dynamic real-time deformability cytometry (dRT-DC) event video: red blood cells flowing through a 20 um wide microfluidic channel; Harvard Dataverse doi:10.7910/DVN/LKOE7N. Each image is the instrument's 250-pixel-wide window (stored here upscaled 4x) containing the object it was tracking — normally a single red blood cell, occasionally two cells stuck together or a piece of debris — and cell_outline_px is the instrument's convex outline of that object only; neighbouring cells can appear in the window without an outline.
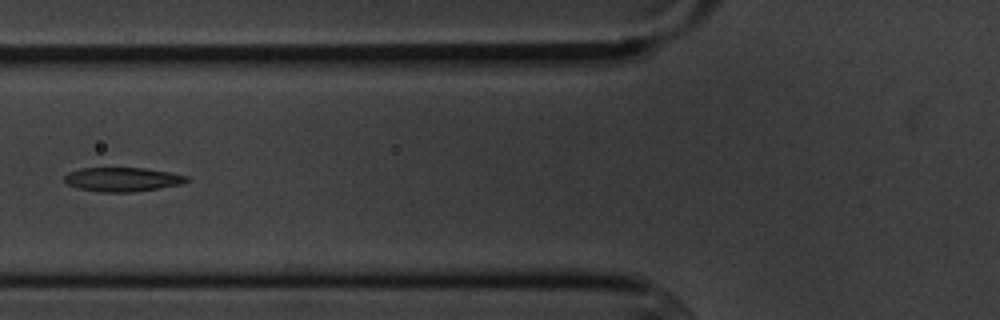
{"species": "common noctule bat (a hibernating species)", "species_latin": "Nyctalus noctula", "temperature_condition": "cold", "stored_images_in_passage": 3, "camera_frame_rate_fps": 3000, "um_per_image_px": 0.085, "animal": {"sex": "male", "body_mass_g": 20.1, "forearm_length_mm": 53.5}, "frame": {"image": 1, "passage_image": 3, "time_ms": 2.333, "image_size_px": [1000, 320], "cell_outline_px": [[188, 180], [184, 184], [132, 192], [100, 192], [80, 188], [68, 184], [64, 180], [64, 176], [68, 172], [80, 168], [144, 168], [168, 172], [188, 176]], "centroid_in_image_um": [10.41, 15.25], "position_along_channel_um": 115.4, "area_um2": 17.05}}